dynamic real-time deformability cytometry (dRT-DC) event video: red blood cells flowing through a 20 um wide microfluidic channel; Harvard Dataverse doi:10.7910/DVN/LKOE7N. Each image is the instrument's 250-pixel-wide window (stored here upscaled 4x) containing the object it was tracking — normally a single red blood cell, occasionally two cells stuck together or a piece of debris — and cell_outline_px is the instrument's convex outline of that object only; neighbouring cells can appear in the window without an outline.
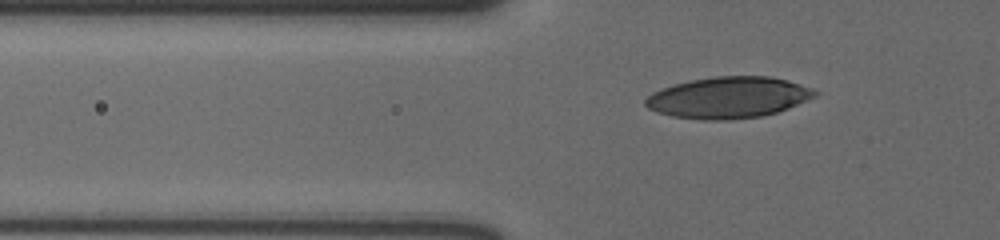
{"species": "human", "species_latin": "Homo sapiens", "temperature_condition": "cold", "stored_images_in_passage": 40, "camera_frame_rate_fps": 3000, "um_per_image_px": 0.085, "donor": {"sex": "male"}, "frame": {"image": 1, "passage_image": 3, "time_ms": 0.667, "image_size_px": [1000, 240], "cell_outline_px": [[820, 92], [816, 96], [788, 108], [776, 112], [760, 116], [724, 120], [704, 120], [672, 116], [656, 112], [648, 108], [644, 104], [644, 100], [652, 92], [672, 84], [692, 80], [716, 76], [772, 76], [788, 80], [812, 88]], "centroid_in_image_um": [61.9, 8.28], "position_along_channel_um": 63.9, "area_um2": 40.81}}
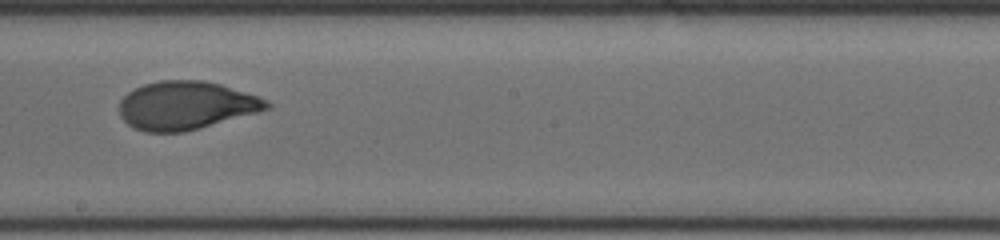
{"frame": {"image": 2, "passage_image": 18, "time_ms": 5.667, "image_size_px": [1000, 240], "cell_outline_px": [[272, 104], [268, 108], [256, 112], [184, 132], [144, 132], [128, 124], [120, 116], [120, 100], [128, 92], [144, 84], [160, 80], [204, 80], [220, 84], [268, 100]], "centroid_in_image_um": [15.77, 8.96], "position_along_channel_um": 232.4, "area_um2": 40.98}}
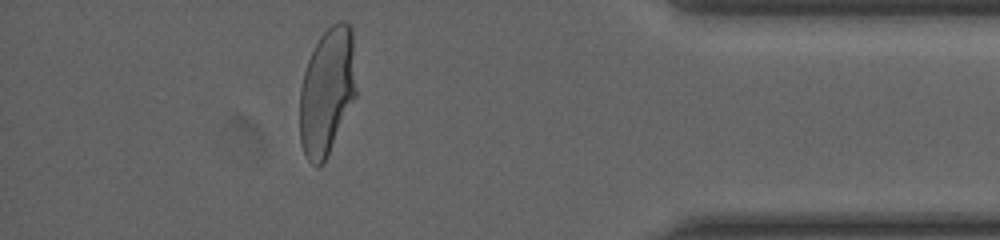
{"frame": {"image": 3, "passage_image": 35, "time_ms": 11.333, "image_size_px": [1000, 240], "cell_outline_px": [[356, 96], [324, 160], [316, 168], [308, 160], [300, 144], [300, 88], [304, 72], [308, 60], [320, 36], [332, 24], [340, 20], [344, 20], [352, 28], [356, 92]], "centroid_in_image_um": [27.79, 7.73], "position_along_channel_um": 407.4, "area_um2": 41.38}, "authors_computed_cell_mechanics": {"area_um2": 41.5004, "velocity_mm_per_s": 3.5969, "shape_relaxation_time_tau1_ms": 5.3359, "shape_relaxation_time_tau2_ms": null, "deformation_change_tau1": 0.2054, "deformation_change_tau2": null}}